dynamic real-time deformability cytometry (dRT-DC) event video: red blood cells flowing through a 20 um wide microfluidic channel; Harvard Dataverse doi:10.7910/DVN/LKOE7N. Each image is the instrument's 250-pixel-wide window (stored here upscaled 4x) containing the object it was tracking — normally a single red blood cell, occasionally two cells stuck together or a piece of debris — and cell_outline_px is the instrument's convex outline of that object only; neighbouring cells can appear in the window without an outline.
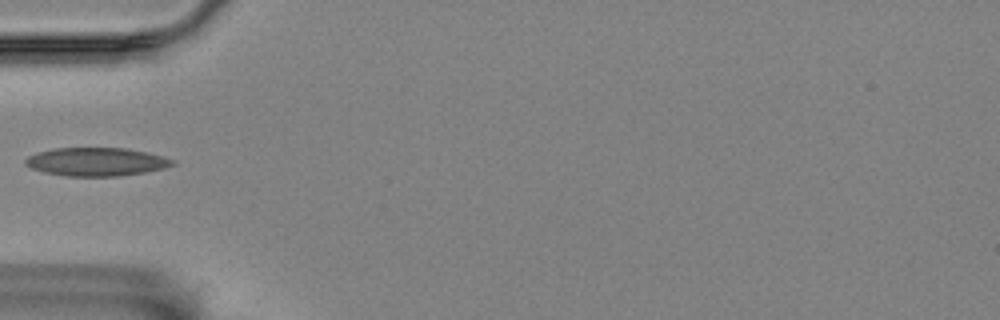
{"species": "Egyptian fruit bat (a non-hibernating species)", "species_latin": "Rousettus aegyptiacus", "temperature_condition": "room temperature", "stored_images_in_passage": 4, "camera_frame_rate_fps": 3000, "um_per_image_px": 0.085, "animal": {"sex": "female"}, "frame": {"image": 1, "passage_image": 3, "time_ms": 0.667, "image_size_px": [1000, 320], "cell_outline_px": [[176, 164], [164, 168], [144, 172], [116, 176], [68, 176], [44, 172], [32, 168], [24, 164], [24, 160], [28, 156], [36, 152], [52, 148], [124, 148], [164, 156], [176, 160]], "centroid_in_image_um": [8.18, 13.74], "position_along_channel_um": 76.8, "area_um2": 24.28}}
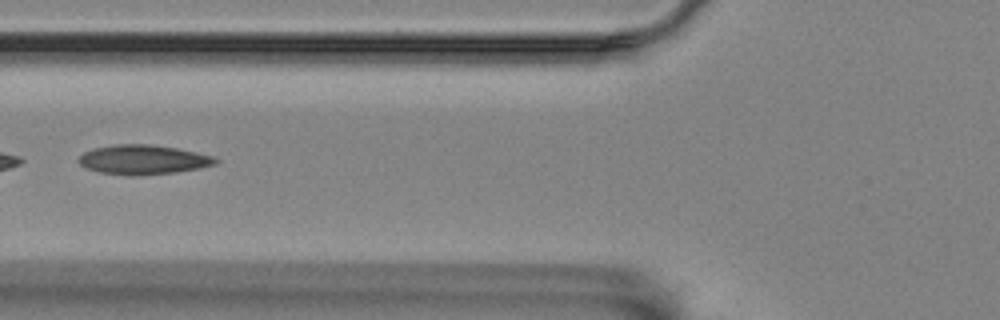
{"frame": {"image": 2, "passage_image": 4, "time_ms": 1.0, "image_size_px": [1000, 320], "cell_outline_px": [[220, 160], [216, 164], [200, 168], [176, 172], [132, 176], [100, 172], [88, 168], [80, 164], [76, 160], [84, 152], [96, 148], [112, 144], [148, 144], [176, 148], [196, 152], [212, 156]], "centroid_in_image_um": [12.17, 13.57], "position_along_channel_um": 113.6, "area_um2": 23.41}}